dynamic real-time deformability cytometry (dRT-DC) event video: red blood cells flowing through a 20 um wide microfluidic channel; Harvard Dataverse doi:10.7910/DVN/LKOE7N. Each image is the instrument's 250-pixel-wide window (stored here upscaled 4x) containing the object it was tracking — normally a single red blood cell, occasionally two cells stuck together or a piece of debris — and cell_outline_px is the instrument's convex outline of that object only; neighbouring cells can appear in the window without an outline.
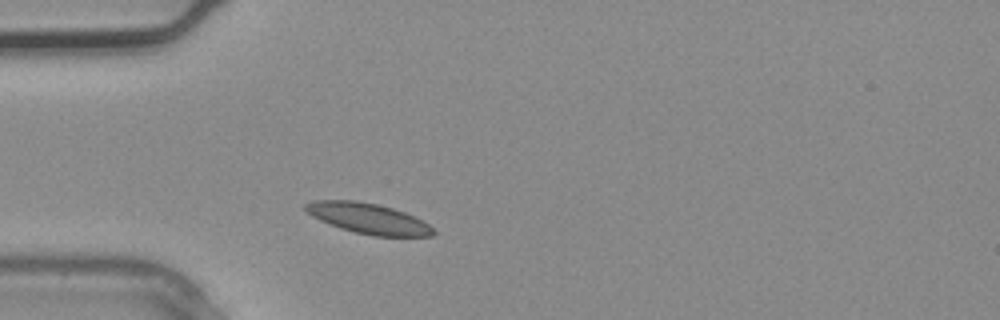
{"species": "common noctule bat (a hibernating species)", "species_latin": "Nyctalus noctula", "temperature_condition": "warm", "stored_images_in_passage": 1, "camera_frame_rate_fps": 3000, "um_per_image_px": 0.085, "animal": {"sex": "male", "body_mass_g": 20.4}, "frame": {"image": 1, "passage_image": 1, "time_ms": 0.0, "image_size_px": [1000, 320], "cell_outline_px": [[436, 232], [432, 236], [372, 236], [340, 228], [320, 220], [312, 216], [304, 208], [304, 204], [312, 200], [352, 200], [376, 204], [392, 208], [404, 212], [428, 224]], "centroid_in_image_um": [31.27, 18.57], "position_along_channel_um": 53.7, "area_um2": 22.43}}